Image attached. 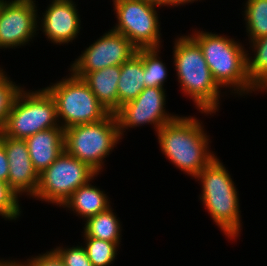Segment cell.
Masks as SVG:
<instances>
[{
    "instance_id": "cell-2",
    "label": "cell",
    "mask_w": 267,
    "mask_h": 266,
    "mask_svg": "<svg viewBox=\"0 0 267 266\" xmlns=\"http://www.w3.org/2000/svg\"><path fill=\"white\" fill-rule=\"evenodd\" d=\"M175 42L173 60L181 90L202 113H215L221 89L212 77L202 49L189 35L178 37Z\"/></svg>"
},
{
    "instance_id": "cell-11",
    "label": "cell",
    "mask_w": 267,
    "mask_h": 266,
    "mask_svg": "<svg viewBox=\"0 0 267 266\" xmlns=\"http://www.w3.org/2000/svg\"><path fill=\"white\" fill-rule=\"evenodd\" d=\"M164 88L147 87L131 102L119 107L114 113L120 136L122 137L125 129L129 127L152 124L156 132L165 124L174 120L177 116L165 112Z\"/></svg>"
},
{
    "instance_id": "cell-6",
    "label": "cell",
    "mask_w": 267,
    "mask_h": 266,
    "mask_svg": "<svg viewBox=\"0 0 267 266\" xmlns=\"http://www.w3.org/2000/svg\"><path fill=\"white\" fill-rule=\"evenodd\" d=\"M56 104L50 93L42 90L17 94L7 115L2 134L15 139H26L33 134L53 127H60Z\"/></svg>"
},
{
    "instance_id": "cell-24",
    "label": "cell",
    "mask_w": 267,
    "mask_h": 266,
    "mask_svg": "<svg viewBox=\"0 0 267 266\" xmlns=\"http://www.w3.org/2000/svg\"><path fill=\"white\" fill-rule=\"evenodd\" d=\"M22 88L8 78L0 67V133L13 102Z\"/></svg>"
},
{
    "instance_id": "cell-8",
    "label": "cell",
    "mask_w": 267,
    "mask_h": 266,
    "mask_svg": "<svg viewBox=\"0 0 267 266\" xmlns=\"http://www.w3.org/2000/svg\"><path fill=\"white\" fill-rule=\"evenodd\" d=\"M97 172L65 150L41 174L34 198L63 205L80 186L94 179Z\"/></svg>"
},
{
    "instance_id": "cell-20",
    "label": "cell",
    "mask_w": 267,
    "mask_h": 266,
    "mask_svg": "<svg viewBox=\"0 0 267 266\" xmlns=\"http://www.w3.org/2000/svg\"><path fill=\"white\" fill-rule=\"evenodd\" d=\"M254 57L247 56V73L251 83L259 90H267V36L251 41Z\"/></svg>"
},
{
    "instance_id": "cell-3",
    "label": "cell",
    "mask_w": 267,
    "mask_h": 266,
    "mask_svg": "<svg viewBox=\"0 0 267 266\" xmlns=\"http://www.w3.org/2000/svg\"><path fill=\"white\" fill-rule=\"evenodd\" d=\"M198 32V33H197ZM190 35L202 49L214 81L221 88H234V93L258 90L247 73V51L240 43L225 36L197 31Z\"/></svg>"
},
{
    "instance_id": "cell-25",
    "label": "cell",
    "mask_w": 267,
    "mask_h": 266,
    "mask_svg": "<svg viewBox=\"0 0 267 266\" xmlns=\"http://www.w3.org/2000/svg\"><path fill=\"white\" fill-rule=\"evenodd\" d=\"M18 194L8 182L0 180V215L9 220H15L21 213Z\"/></svg>"
},
{
    "instance_id": "cell-29",
    "label": "cell",
    "mask_w": 267,
    "mask_h": 266,
    "mask_svg": "<svg viewBox=\"0 0 267 266\" xmlns=\"http://www.w3.org/2000/svg\"><path fill=\"white\" fill-rule=\"evenodd\" d=\"M156 4H158L159 6H178V5H184L185 3H193L195 0H153ZM198 1V0H197Z\"/></svg>"
},
{
    "instance_id": "cell-10",
    "label": "cell",
    "mask_w": 267,
    "mask_h": 266,
    "mask_svg": "<svg viewBox=\"0 0 267 266\" xmlns=\"http://www.w3.org/2000/svg\"><path fill=\"white\" fill-rule=\"evenodd\" d=\"M136 51L123 34L111 29L86 48L69 70L77 77L83 78L88 72L123 64Z\"/></svg>"
},
{
    "instance_id": "cell-19",
    "label": "cell",
    "mask_w": 267,
    "mask_h": 266,
    "mask_svg": "<svg viewBox=\"0 0 267 266\" xmlns=\"http://www.w3.org/2000/svg\"><path fill=\"white\" fill-rule=\"evenodd\" d=\"M112 207L86 220L84 237H91L120 244L121 224Z\"/></svg>"
},
{
    "instance_id": "cell-7",
    "label": "cell",
    "mask_w": 267,
    "mask_h": 266,
    "mask_svg": "<svg viewBox=\"0 0 267 266\" xmlns=\"http://www.w3.org/2000/svg\"><path fill=\"white\" fill-rule=\"evenodd\" d=\"M45 89L55 101L57 117L62 119L60 123L64 130L74 125L98 122L109 114L86 82L73 73Z\"/></svg>"
},
{
    "instance_id": "cell-18",
    "label": "cell",
    "mask_w": 267,
    "mask_h": 266,
    "mask_svg": "<svg viewBox=\"0 0 267 266\" xmlns=\"http://www.w3.org/2000/svg\"><path fill=\"white\" fill-rule=\"evenodd\" d=\"M103 192L89 181L76 189L62 206L75 210L77 215L87 220L110 207V200Z\"/></svg>"
},
{
    "instance_id": "cell-28",
    "label": "cell",
    "mask_w": 267,
    "mask_h": 266,
    "mask_svg": "<svg viewBox=\"0 0 267 266\" xmlns=\"http://www.w3.org/2000/svg\"><path fill=\"white\" fill-rule=\"evenodd\" d=\"M9 161L4 145L0 142V180L8 182Z\"/></svg>"
},
{
    "instance_id": "cell-15",
    "label": "cell",
    "mask_w": 267,
    "mask_h": 266,
    "mask_svg": "<svg viewBox=\"0 0 267 266\" xmlns=\"http://www.w3.org/2000/svg\"><path fill=\"white\" fill-rule=\"evenodd\" d=\"M35 170L41 174L65 150L64 129L53 127L24 139Z\"/></svg>"
},
{
    "instance_id": "cell-4",
    "label": "cell",
    "mask_w": 267,
    "mask_h": 266,
    "mask_svg": "<svg viewBox=\"0 0 267 266\" xmlns=\"http://www.w3.org/2000/svg\"><path fill=\"white\" fill-rule=\"evenodd\" d=\"M201 181V201L212 219L231 239L241 232L238 191L217 156L195 177Z\"/></svg>"
},
{
    "instance_id": "cell-17",
    "label": "cell",
    "mask_w": 267,
    "mask_h": 266,
    "mask_svg": "<svg viewBox=\"0 0 267 266\" xmlns=\"http://www.w3.org/2000/svg\"><path fill=\"white\" fill-rule=\"evenodd\" d=\"M143 49L126 62L121 64V73L118 81V109L133 101L145 88L144 86Z\"/></svg>"
},
{
    "instance_id": "cell-21",
    "label": "cell",
    "mask_w": 267,
    "mask_h": 266,
    "mask_svg": "<svg viewBox=\"0 0 267 266\" xmlns=\"http://www.w3.org/2000/svg\"><path fill=\"white\" fill-rule=\"evenodd\" d=\"M245 7L244 19L250 40L267 36V0H247Z\"/></svg>"
},
{
    "instance_id": "cell-1",
    "label": "cell",
    "mask_w": 267,
    "mask_h": 266,
    "mask_svg": "<svg viewBox=\"0 0 267 266\" xmlns=\"http://www.w3.org/2000/svg\"><path fill=\"white\" fill-rule=\"evenodd\" d=\"M193 117L177 116L157 132L160 148L176 167L196 177L216 156L209 152V136Z\"/></svg>"
},
{
    "instance_id": "cell-12",
    "label": "cell",
    "mask_w": 267,
    "mask_h": 266,
    "mask_svg": "<svg viewBox=\"0 0 267 266\" xmlns=\"http://www.w3.org/2000/svg\"><path fill=\"white\" fill-rule=\"evenodd\" d=\"M34 0H0V48L26 45L38 30Z\"/></svg>"
},
{
    "instance_id": "cell-27",
    "label": "cell",
    "mask_w": 267,
    "mask_h": 266,
    "mask_svg": "<svg viewBox=\"0 0 267 266\" xmlns=\"http://www.w3.org/2000/svg\"><path fill=\"white\" fill-rule=\"evenodd\" d=\"M28 263L30 266H65L64 261L55 249L28 259Z\"/></svg>"
},
{
    "instance_id": "cell-23",
    "label": "cell",
    "mask_w": 267,
    "mask_h": 266,
    "mask_svg": "<svg viewBox=\"0 0 267 266\" xmlns=\"http://www.w3.org/2000/svg\"><path fill=\"white\" fill-rule=\"evenodd\" d=\"M85 250L93 266H109L115 260L117 243L85 237Z\"/></svg>"
},
{
    "instance_id": "cell-30",
    "label": "cell",
    "mask_w": 267,
    "mask_h": 266,
    "mask_svg": "<svg viewBox=\"0 0 267 266\" xmlns=\"http://www.w3.org/2000/svg\"><path fill=\"white\" fill-rule=\"evenodd\" d=\"M0 266H30V264L27 262V263H19L18 261L16 262V261H4V260H0Z\"/></svg>"
},
{
    "instance_id": "cell-26",
    "label": "cell",
    "mask_w": 267,
    "mask_h": 266,
    "mask_svg": "<svg viewBox=\"0 0 267 266\" xmlns=\"http://www.w3.org/2000/svg\"><path fill=\"white\" fill-rule=\"evenodd\" d=\"M55 250L61 256L65 266H93L82 245L66 249L57 247Z\"/></svg>"
},
{
    "instance_id": "cell-14",
    "label": "cell",
    "mask_w": 267,
    "mask_h": 266,
    "mask_svg": "<svg viewBox=\"0 0 267 266\" xmlns=\"http://www.w3.org/2000/svg\"><path fill=\"white\" fill-rule=\"evenodd\" d=\"M74 3L73 0H52L43 13L41 27L54 44L71 42L81 29L80 17Z\"/></svg>"
},
{
    "instance_id": "cell-22",
    "label": "cell",
    "mask_w": 267,
    "mask_h": 266,
    "mask_svg": "<svg viewBox=\"0 0 267 266\" xmlns=\"http://www.w3.org/2000/svg\"><path fill=\"white\" fill-rule=\"evenodd\" d=\"M158 48L143 49L144 86L164 88L167 79V69L158 56Z\"/></svg>"
},
{
    "instance_id": "cell-13",
    "label": "cell",
    "mask_w": 267,
    "mask_h": 266,
    "mask_svg": "<svg viewBox=\"0 0 267 266\" xmlns=\"http://www.w3.org/2000/svg\"><path fill=\"white\" fill-rule=\"evenodd\" d=\"M0 142L9 161L8 184L18 195L25 192L33 197L38 188L39 174L31 162L25 140L0 133Z\"/></svg>"
},
{
    "instance_id": "cell-5",
    "label": "cell",
    "mask_w": 267,
    "mask_h": 266,
    "mask_svg": "<svg viewBox=\"0 0 267 266\" xmlns=\"http://www.w3.org/2000/svg\"><path fill=\"white\" fill-rule=\"evenodd\" d=\"M120 139L117 120L112 113L98 122L74 125L64 130L65 151L98 174L104 158Z\"/></svg>"
},
{
    "instance_id": "cell-16",
    "label": "cell",
    "mask_w": 267,
    "mask_h": 266,
    "mask_svg": "<svg viewBox=\"0 0 267 266\" xmlns=\"http://www.w3.org/2000/svg\"><path fill=\"white\" fill-rule=\"evenodd\" d=\"M121 65L109 66L94 72H88L82 79L89 86L98 102L114 114L118 110V81Z\"/></svg>"
},
{
    "instance_id": "cell-9",
    "label": "cell",
    "mask_w": 267,
    "mask_h": 266,
    "mask_svg": "<svg viewBox=\"0 0 267 266\" xmlns=\"http://www.w3.org/2000/svg\"><path fill=\"white\" fill-rule=\"evenodd\" d=\"M117 24L112 30L123 34L138 49L159 48L160 30L153 0H113Z\"/></svg>"
}]
</instances>
